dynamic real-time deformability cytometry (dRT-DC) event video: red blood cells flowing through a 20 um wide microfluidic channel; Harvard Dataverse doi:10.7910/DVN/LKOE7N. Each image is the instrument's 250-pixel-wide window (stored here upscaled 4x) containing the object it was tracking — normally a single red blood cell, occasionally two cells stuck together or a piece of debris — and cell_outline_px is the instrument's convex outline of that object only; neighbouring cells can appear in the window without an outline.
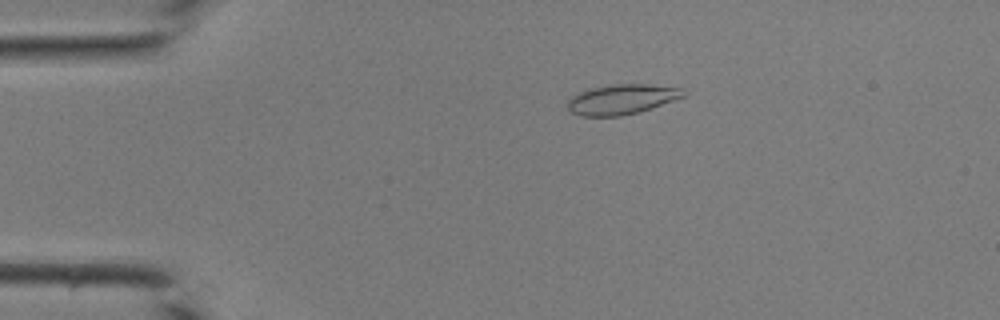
{"species": "common noctule bat (a hibernating species)", "species_latin": "Nyctalus noctula", "temperature_condition": "room temperature", "stored_images_in_passage": 42, "camera_frame_rate_fps": 3000, "um_per_image_px": 0.085, "animal": {"sex": "male", "body_mass_g": 19.0, "forearm_length_mm": 50.8}, "frame": {"image": 1, "passage_image": 9, "time_ms": 2.667, "image_size_px": [1000, 320], "cell_outline_px": [[688, 96], [640, 112], [620, 116], [580, 116], [572, 112], [568, 108], [568, 100], [572, 96], [588, 88], [612, 84], [652, 84], [684, 88], [688, 92]], "centroid_in_image_um": [52.94, 8.43], "position_along_channel_um": 32.1, "area_um2": 20.69}}
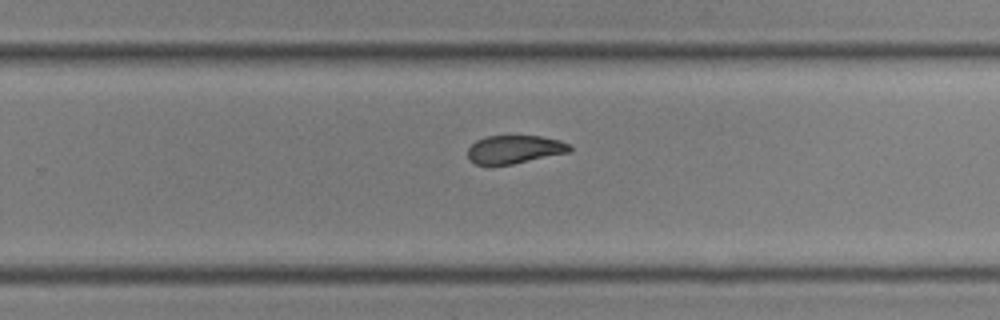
{"frame": {"image": 2, "passage_image": 28, "time_ms": 9.0, "image_size_px": [1000, 320], "cell_outline_px": [[572, 152], [512, 164], [476, 164], [468, 160], [468, 148], [476, 140], [484, 136], [540, 136], [560, 140], [572, 144]], "centroid_in_image_um": [43.78, 12.69], "position_along_channel_um": 286.0, "area_um2": 16.94}}
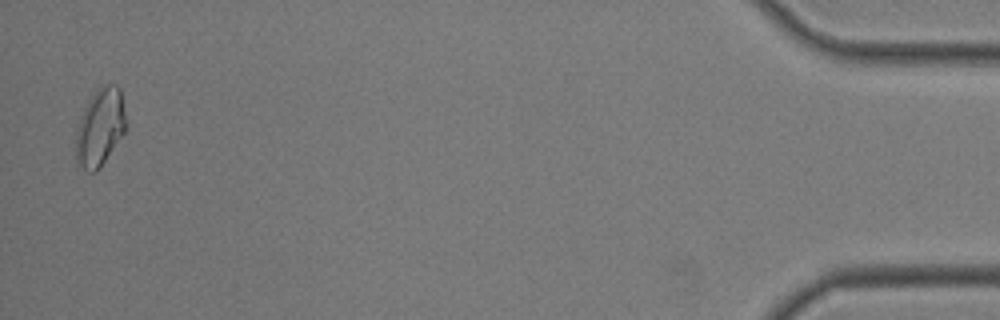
{"frame": {"image": 3, "passage_image": 42, "time_ms": 13.667, "image_size_px": [1000, 320], "cell_outline_px": [[128, 124], [124, 132], [100, 168], [96, 172], [88, 172], [76, 164], [76, 132], [80, 116], [84, 108], [96, 88], [104, 84], [116, 84], [120, 88], [128, 120]], "centroid_in_image_um": [8.52, 10.8], "position_along_channel_um": 426.7, "area_um2": 23.06}}